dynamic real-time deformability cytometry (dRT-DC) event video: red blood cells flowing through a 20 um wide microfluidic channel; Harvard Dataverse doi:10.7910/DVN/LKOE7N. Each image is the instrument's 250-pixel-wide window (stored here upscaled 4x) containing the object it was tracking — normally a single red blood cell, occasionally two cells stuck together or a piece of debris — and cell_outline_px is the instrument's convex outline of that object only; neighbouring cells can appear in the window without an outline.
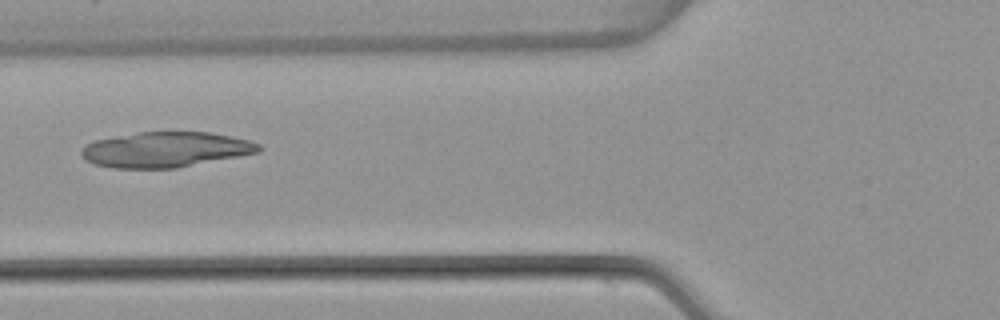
{"species": "common noctule bat (a hibernating species)", "species_latin": "Nyctalus noctula", "temperature_condition": "warm", "stored_images_in_passage": 35, "camera_frame_rate_fps": 3000, "um_per_image_px": 0.085, "animal": {"sex": "female", "body_mass_g": 22.7, "forearm_length_mm": 54.2}, "frame": {"image": 1, "passage_image": 7, "time_ms": 2.0, "image_size_px": [1000, 320], "cell_outline_px": [[264, 148], [260, 152], [176, 168], [112, 168], [92, 164], [84, 160], [80, 152], [80, 148], [84, 144], [96, 140], [140, 132], [208, 132], [248, 140], [260, 144]], "centroid_in_image_um": [14.04, 12.72], "position_along_channel_um": 111.8, "area_um2": 36.53}}
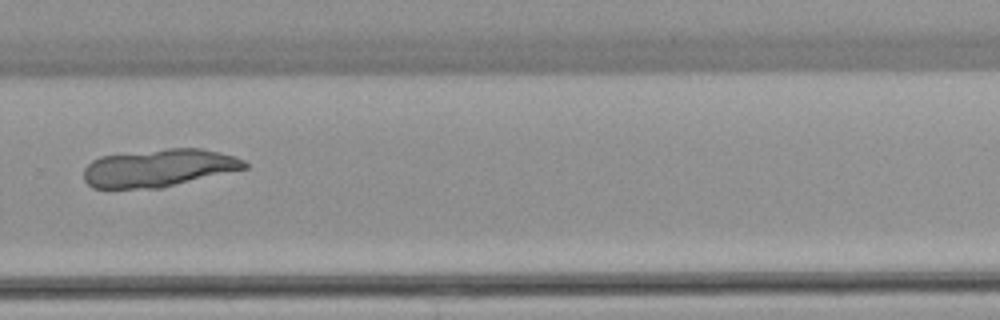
{"frame": {"image": 2, "passage_image": 23, "time_ms": 7.333, "image_size_px": [1000, 320], "cell_outline_px": [[248, 168], [160, 188], [92, 188], [84, 180], [84, 168], [92, 160], [100, 156], [168, 148], [200, 148], [236, 156], [244, 160], [248, 164]], "centroid_in_image_um": [13.5, 14.27], "position_along_channel_um": 316.3, "area_um2": 35.32}}
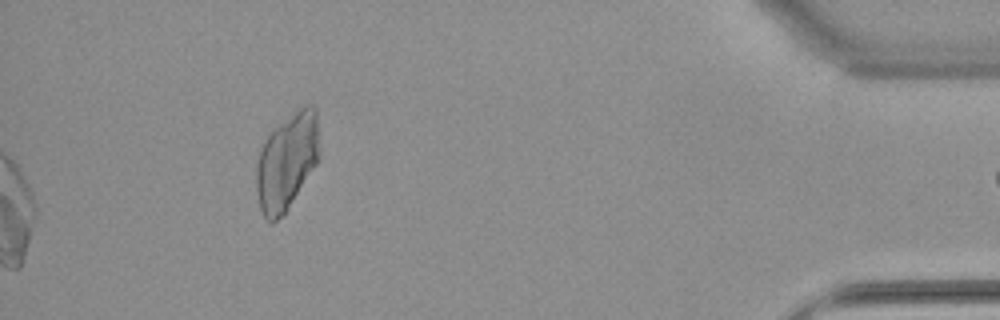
{"frame": {"image": 3, "passage_image": 35, "time_ms": 11.333, "image_size_px": [1000, 320], "cell_outline_px": [[320, 156], [316, 164], [284, 216], [272, 224], [264, 220], [260, 208], [256, 192], [256, 164], [264, 140], [276, 128], [304, 104], [312, 104], [316, 108], [320, 152]], "centroid_in_image_um": [24.39, 13.79], "position_along_channel_um": 410.8, "area_um2": 35.72}}